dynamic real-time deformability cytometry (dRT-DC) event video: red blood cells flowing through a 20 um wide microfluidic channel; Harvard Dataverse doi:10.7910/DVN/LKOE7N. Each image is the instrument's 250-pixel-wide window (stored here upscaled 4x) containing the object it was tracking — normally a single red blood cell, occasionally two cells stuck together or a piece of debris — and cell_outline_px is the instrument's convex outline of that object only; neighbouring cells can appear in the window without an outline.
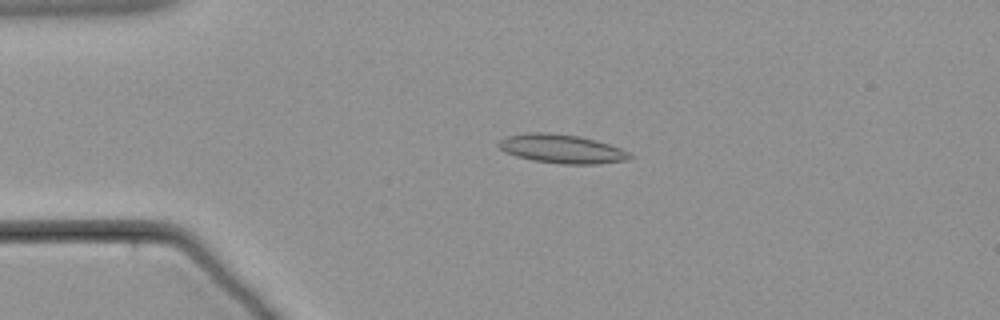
{"species": "common noctule bat (a hibernating species)", "species_latin": "Nyctalus noctula", "temperature_condition": "warm", "stored_images_in_passage": 53, "camera_frame_rate_fps": 3000, "um_per_image_px": 0.085, "animal": {"sex": "male", "body_mass_g": 21.5, "forearm_length_mm": 52.0}, "frame": {"image": 1, "passage_image": 6, "time_ms": 1.667, "image_size_px": [1000, 320], "cell_outline_px": [[632, 156], [628, 160], [596, 164], [560, 164], [532, 160], [516, 156], [504, 152], [496, 144], [504, 136], [528, 132], [548, 132], [580, 136], [596, 140], [620, 148], [628, 152]], "centroid_in_image_um": [47.7, 12.64], "position_along_channel_um": 37.3, "area_um2": 22.2}}
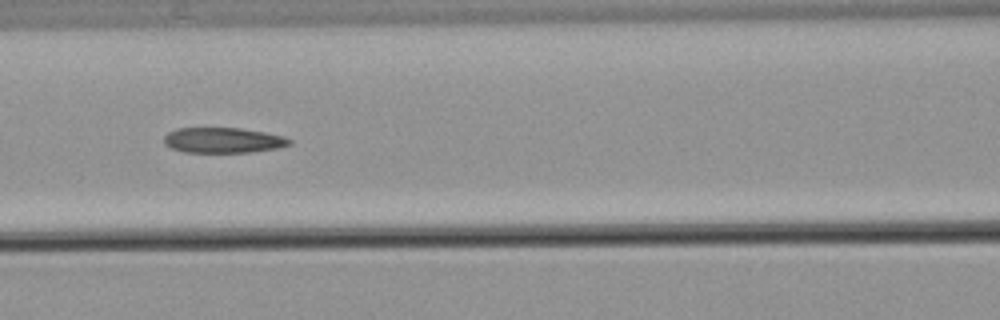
{"frame": {"image": 2, "passage_image": 19, "time_ms": 6.0, "image_size_px": [1000, 320], "cell_outline_px": [[292, 144], [280, 148], [252, 152], [184, 152], [172, 148], [164, 144], [164, 136], [168, 132], [176, 128], [240, 128], [264, 132], [284, 136], [292, 140]], "centroid_in_image_um": [18.99, 11.92], "position_along_channel_um": 147.6, "area_um2": 18.67}}
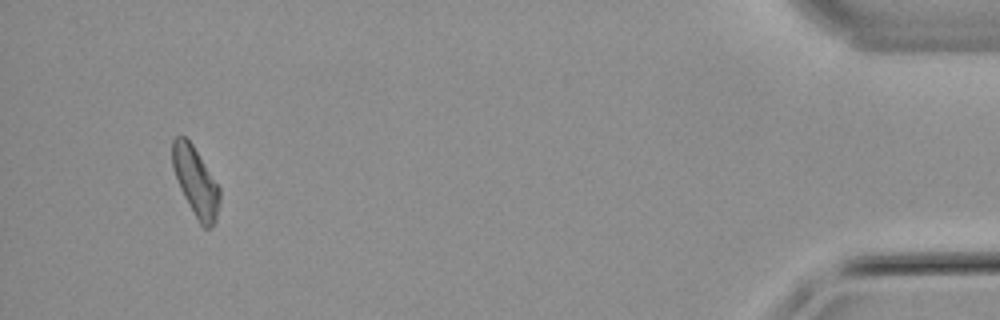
{"frame": {"image": 3, "passage_image": 50, "time_ms": 16.333, "image_size_px": [1000, 320], "cell_outline_px": [[220, 200], [216, 220], [208, 228], [204, 228], [200, 224], [184, 196], [180, 188], [172, 168], [172, 140], [176, 136], [184, 136], [192, 144], [220, 188]], "centroid_in_image_um": [16.62, 15.43], "position_along_channel_um": 418.6, "area_um2": 18.73}}